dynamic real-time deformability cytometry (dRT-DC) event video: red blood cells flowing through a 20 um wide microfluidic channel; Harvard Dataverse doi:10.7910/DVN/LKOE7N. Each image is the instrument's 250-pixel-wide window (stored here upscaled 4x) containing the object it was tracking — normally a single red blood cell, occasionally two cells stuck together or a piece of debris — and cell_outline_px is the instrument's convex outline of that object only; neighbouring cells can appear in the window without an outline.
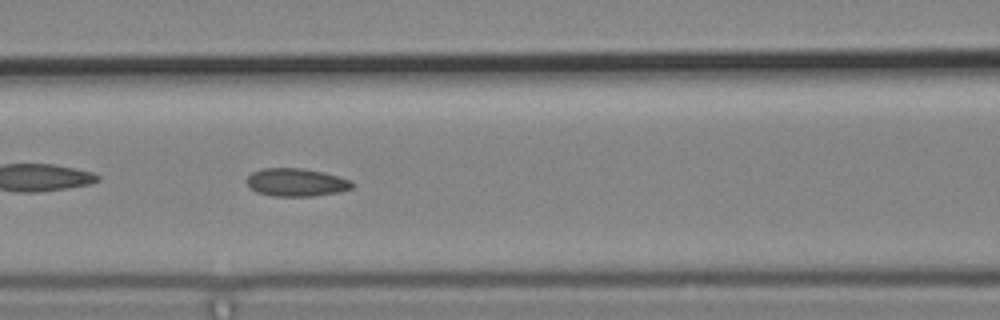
{"species": "common noctule bat (a hibernating species)", "species_latin": "Nyctalus noctula", "temperature_condition": "cold", "stored_images_in_passage": 11, "camera_frame_rate_fps": 3000, "um_per_image_px": 0.085, "animal": {"sex": "male", "body_mass_g": 19.2, "forearm_length_mm": 51.8}, "frame": {"image": 1, "passage_image": 7, "time_ms": 2.0, "image_size_px": [1000, 320], "cell_outline_px": [[356, 184], [352, 188], [340, 192], [312, 196], [272, 196], [256, 192], [248, 184], [248, 176], [252, 172], [264, 168], [300, 168], [324, 172], [340, 176], [352, 180]], "centroid_in_image_um": [25.25, 15.5], "position_along_channel_um": 141.4, "area_um2": 17.28}}
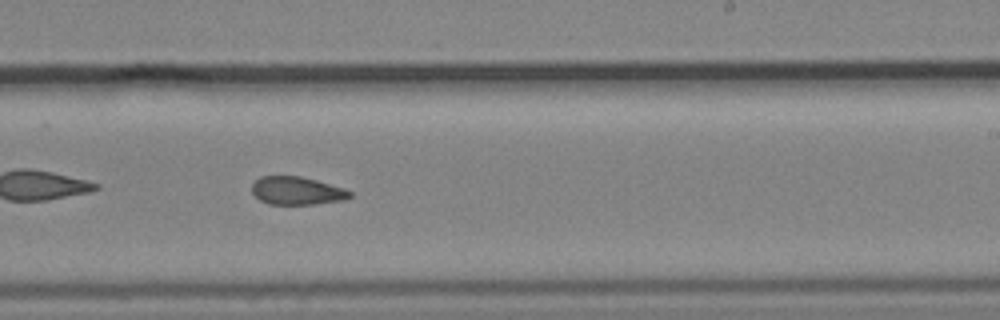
{"frame": {"image": 2, "passage_image": 10, "time_ms": 3.0, "image_size_px": [1000, 320], "cell_outline_px": [[352, 196], [344, 200], [312, 204], [268, 204], [260, 200], [252, 192], [252, 184], [260, 176], [300, 176], [316, 180], [344, 188], [352, 192]], "centroid_in_image_um": [25.23, 16.21], "position_along_channel_um": 263.8, "area_um2": 15.95}}
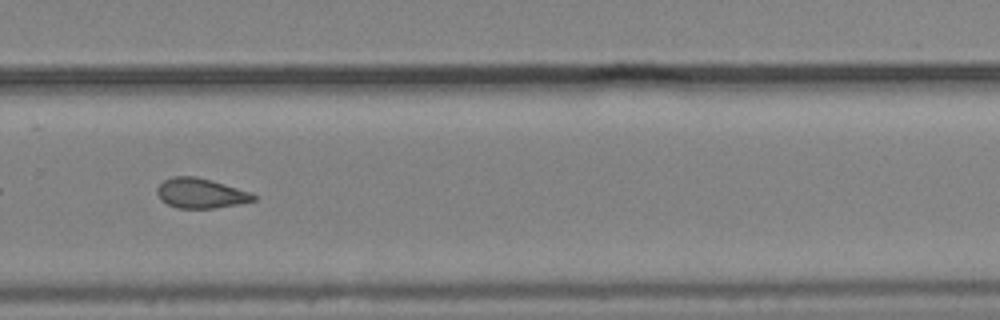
{"frame": {"image": 3, "passage_image": 11, "time_ms": 3.333, "image_size_px": [1000, 320], "cell_outline_px": [[256, 200], [240, 204], [216, 208], [176, 208], [160, 200], [156, 192], [156, 188], [164, 180], [172, 176], [196, 176], [212, 180], [248, 192], [256, 196]], "centroid_in_image_um": [17.02, 16.43], "position_along_channel_um": 312.8, "area_um2": 16.82}}